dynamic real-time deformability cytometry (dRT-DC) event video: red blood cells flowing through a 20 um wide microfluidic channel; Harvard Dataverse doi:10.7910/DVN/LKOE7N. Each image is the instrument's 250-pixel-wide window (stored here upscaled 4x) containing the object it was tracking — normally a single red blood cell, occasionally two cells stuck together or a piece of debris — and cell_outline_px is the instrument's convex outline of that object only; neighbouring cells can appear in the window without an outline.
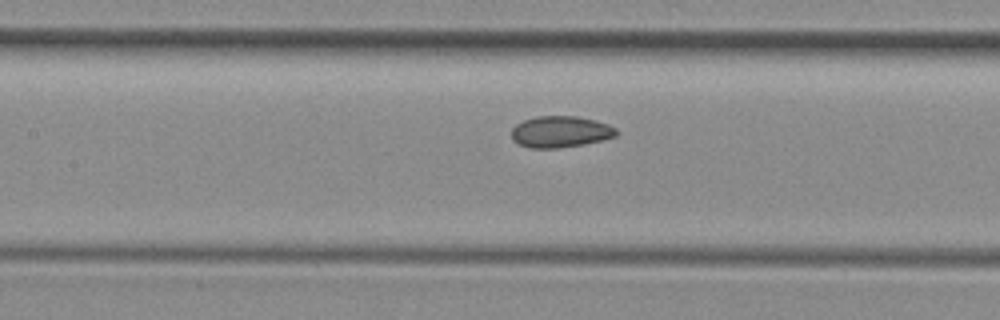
{"species": "common noctule bat (a hibernating species)", "species_latin": "Nyctalus noctula", "temperature_condition": "room temperature", "stored_images_in_passage": 8, "camera_frame_rate_fps": 3000, "um_per_image_px": 0.085, "animal": {"sex": "female", "body_mass_g": 29.2, "forearm_length_mm": 56.3}, "frame": {"image": 1, "passage_image": 8, "time_ms": 2.333, "image_size_px": [1000, 320], "cell_outline_px": [[620, 132], [616, 136], [604, 140], [584, 144], [556, 148], [528, 148], [516, 144], [512, 140], [512, 128], [516, 124], [524, 120], [536, 116], [576, 116], [596, 120], [608, 124], [616, 128]], "centroid_in_image_um": [47.64, 11.2], "position_along_channel_um": 159.8, "area_um2": 19.48}}